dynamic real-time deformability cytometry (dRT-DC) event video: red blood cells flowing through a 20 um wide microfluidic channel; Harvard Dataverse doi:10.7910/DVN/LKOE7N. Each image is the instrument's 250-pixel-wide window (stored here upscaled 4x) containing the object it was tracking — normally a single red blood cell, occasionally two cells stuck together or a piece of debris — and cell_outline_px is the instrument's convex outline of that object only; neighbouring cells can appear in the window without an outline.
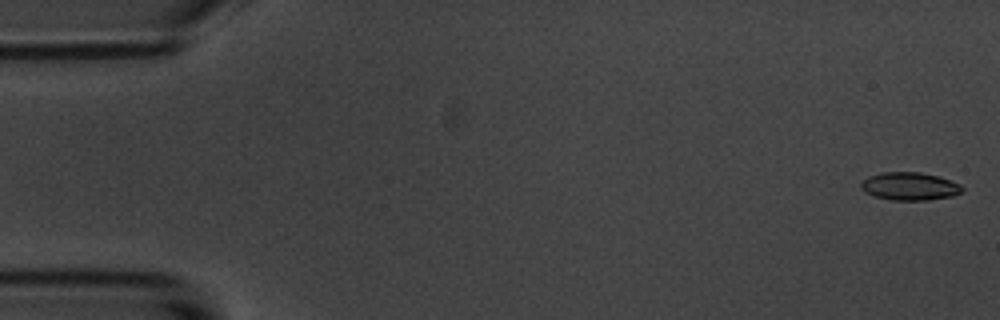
{"species": "common noctule bat (a hibernating species)", "species_latin": "Nyctalus noctula", "temperature_condition": "room temperature", "stored_images_in_passage": 55, "camera_frame_rate_fps": 3000, "um_per_image_px": 0.085, "animal": {"sex": "male", "body_mass_g": 20.1, "forearm_length_mm": 53.5}, "frame": {"image": 1, "passage_image": 1, "time_ms": 0.0, "image_size_px": [1000, 320], "cell_outline_px": [[964, 188], [960, 192], [952, 196], [928, 200], [892, 200], [876, 196], [864, 192], [860, 188], [860, 184], [868, 176], [880, 172], [920, 172], [936, 176], [960, 184]], "centroid_in_image_um": [77.29, 15.83], "position_along_channel_um": 7.7, "area_um2": 16.36}}
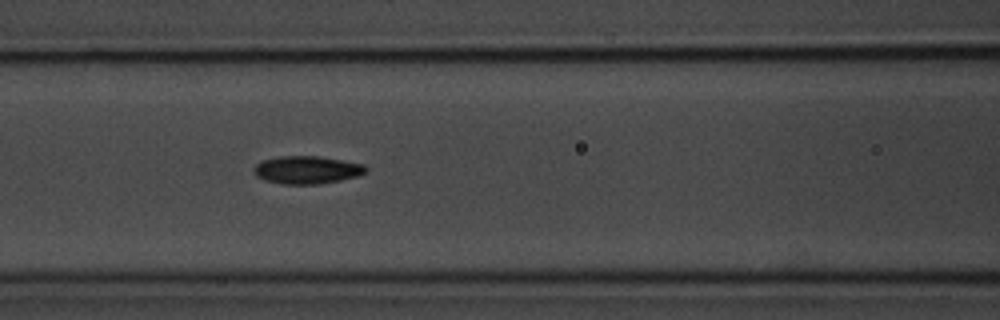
{"frame": {"image": 2, "passage_image": 23, "time_ms": 7.333, "image_size_px": [1000, 320], "cell_outline_px": [[368, 168], [364, 172], [356, 176], [340, 180], [316, 184], [284, 184], [264, 180], [256, 176], [252, 168], [256, 164], [264, 160], [280, 156], [320, 156], [364, 164]], "centroid_in_image_um": [26.06, 14.43], "position_along_channel_um": 140.5, "area_um2": 18.03}}
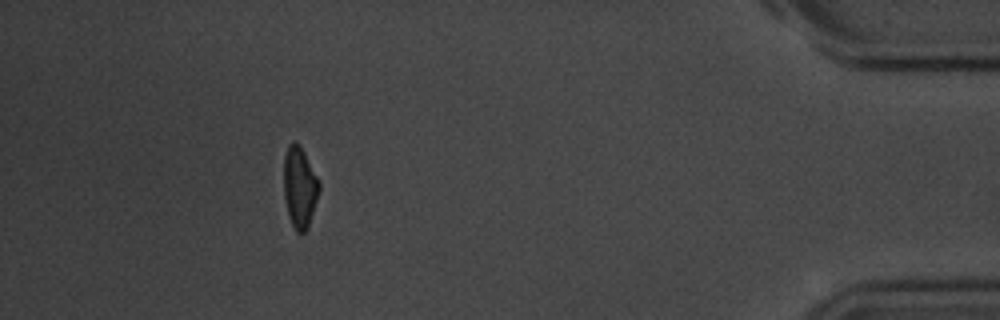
{"frame": {"image": 3, "passage_image": 50, "time_ms": 16.333, "image_size_px": [1000, 320], "cell_outline_px": [[320, 188], [308, 228], [304, 232], [296, 232], [288, 216], [284, 200], [284, 156], [288, 144], [292, 140], [296, 140], [300, 144], [320, 184]], "centroid_in_image_um": [25.45, 15.89], "position_along_channel_um": 409.8, "area_um2": 16.76}, "authors_computed_cell_mechanics": {"area_um2": 17.051, "velocity_mm_per_s": 3.6295, "shape_relaxation_time_tau1_ms": 2.7221, "shape_relaxation_time_tau2_ms": 3.1994, "deformation_change_tau1": 0.1133, "deformation_change_tau2": 0.0951}}